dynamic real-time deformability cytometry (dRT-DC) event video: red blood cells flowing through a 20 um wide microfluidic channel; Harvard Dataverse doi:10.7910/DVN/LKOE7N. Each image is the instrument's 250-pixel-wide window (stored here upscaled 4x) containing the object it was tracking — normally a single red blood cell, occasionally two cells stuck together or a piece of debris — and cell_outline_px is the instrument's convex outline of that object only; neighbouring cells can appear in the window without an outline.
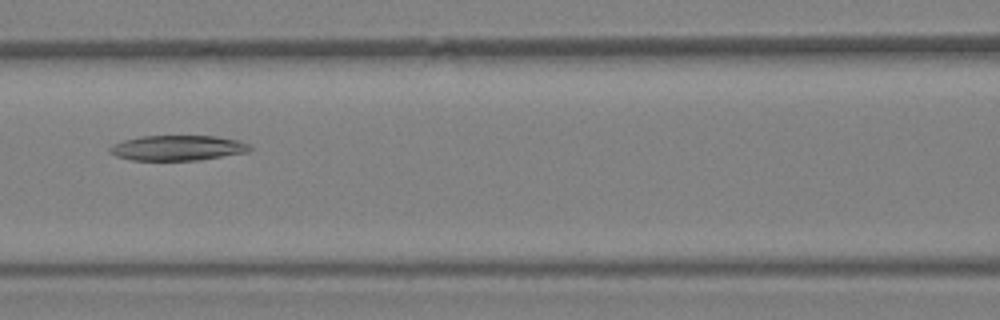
{"species": "Egyptian fruit bat (a non-hibernating species)", "species_latin": "Rousettus aegyptiacus", "temperature_condition": "warm", "stored_images_in_passage": 32, "camera_frame_rate_fps": 3000, "um_per_image_px": 0.085, "animal": {"sex": "female"}, "frame": {"image": 1, "passage_image": 17, "time_ms": 5.333, "image_size_px": [1000, 320], "cell_outline_px": [[252, 148], [248, 152], [200, 160], [132, 160], [116, 156], [108, 152], [108, 148], [112, 144], [124, 140], [140, 136], [216, 136], [240, 140], [248, 144]], "centroid_in_image_um": [15.09, 12.57], "position_along_channel_um": 151.5, "area_um2": 20.69}}
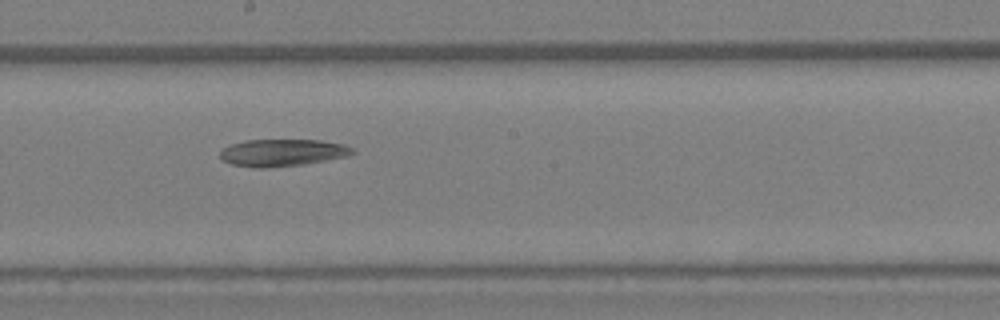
{"frame": {"image": 2, "passage_image": 21, "time_ms": 6.667, "image_size_px": [1000, 320], "cell_outline_px": [[356, 152], [348, 156], [304, 164], [264, 168], [252, 168], [232, 164], [220, 160], [220, 152], [224, 148], [232, 144], [244, 140], [320, 140], [344, 144], [352, 148]], "centroid_in_image_um": [23.99, 12.98], "position_along_channel_um": 224.2, "area_um2": 20.98}}
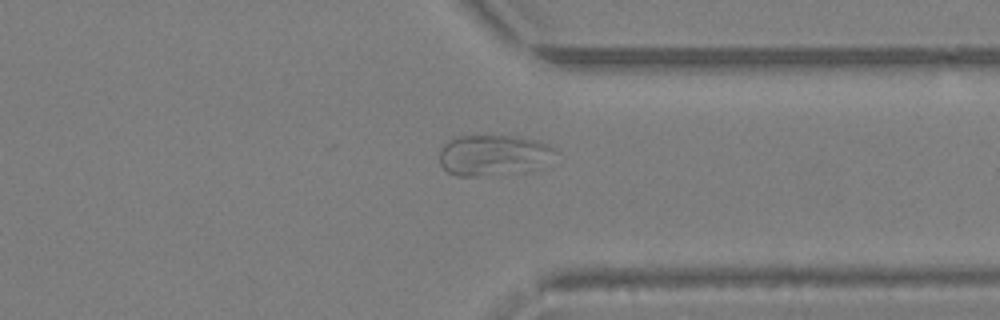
{"frame": {"image": 3, "passage_image": 29, "time_ms": 9.333, "image_size_px": [1000, 320], "cell_outline_px": [[556, 148], [524, 172], [476, 176], [456, 176], [448, 172], [440, 164], [440, 148], [448, 140], [456, 136], [516, 136], [540, 140]], "centroid_in_image_um": [41.77, 13.16], "position_along_channel_um": 369.6, "area_um2": 26.7}}